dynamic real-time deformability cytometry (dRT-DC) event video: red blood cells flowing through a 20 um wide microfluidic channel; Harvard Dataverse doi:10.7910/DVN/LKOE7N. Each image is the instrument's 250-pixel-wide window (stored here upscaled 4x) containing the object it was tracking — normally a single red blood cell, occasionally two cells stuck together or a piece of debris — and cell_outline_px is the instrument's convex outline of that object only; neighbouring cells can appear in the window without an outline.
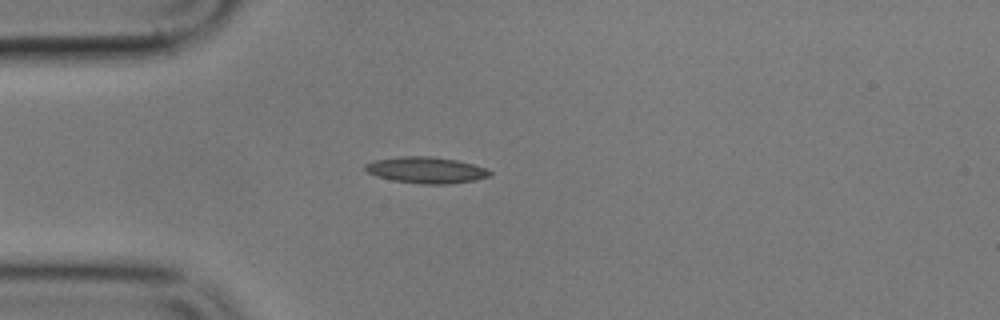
{"species": "common noctule bat (a hibernating species)", "species_latin": "Nyctalus noctula", "temperature_condition": "cold", "stored_images_in_passage": 6, "camera_frame_rate_fps": 3000, "um_per_image_px": 0.085, "animal": {"sex": "male", "body_mass_g": 17.9}, "frame": {"image": 1, "passage_image": 1, "time_ms": 0.0, "image_size_px": [1000, 320], "cell_outline_px": [[492, 176], [476, 180], [448, 184], [420, 184], [392, 180], [376, 176], [368, 172], [364, 168], [364, 164], [372, 160], [400, 156], [432, 156], [456, 160], [488, 168], [492, 172]], "centroid_in_image_um": [36.23, 14.45], "position_along_channel_um": 48.8, "area_um2": 19.36}}
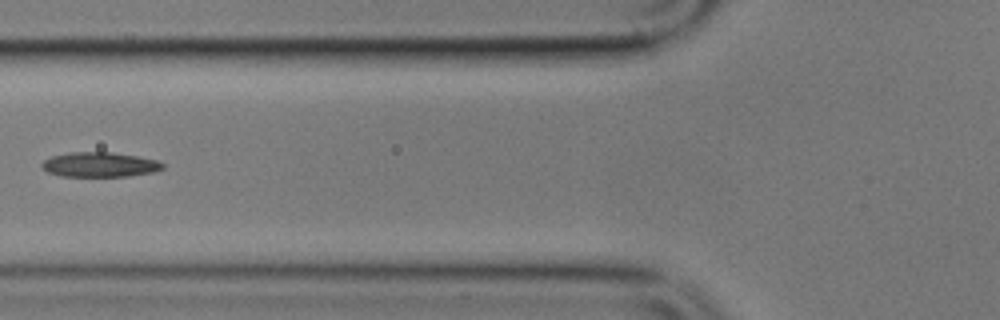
{"frame": {"image": 2, "passage_image": 3, "time_ms": 2.333, "image_size_px": [1000, 320], "cell_outline_px": [[164, 168], [156, 172], [128, 176], [60, 176], [48, 172], [40, 164], [44, 160], [52, 156], [68, 152], [112, 152], [136, 156], [156, 160], [164, 164]], "centroid_in_image_um": [8.49, 13.99], "position_along_channel_um": 117.3, "area_um2": 17.46}}
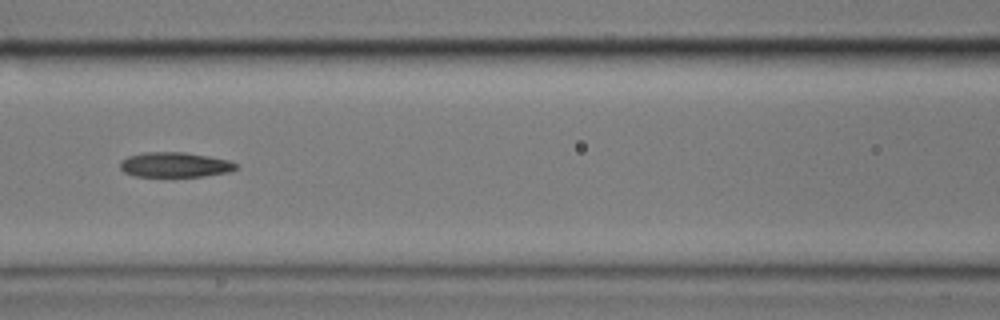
{"frame": {"image": 3, "passage_image": 4, "time_ms": 3.333, "image_size_px": [1000, 320], "cell_outline_px": [[240, 168], [228, 172], [204, 176], [136, 176], [124, 172], [120, 168], [120, 160], [128, 156], [144, 152], [184, 152], [208, 156], [228, 160], [236, 164]], "centroid_in_image_um": [14.86, 14.0], "position_along_channel_um": 151.7, "area_um2": 16.82}}